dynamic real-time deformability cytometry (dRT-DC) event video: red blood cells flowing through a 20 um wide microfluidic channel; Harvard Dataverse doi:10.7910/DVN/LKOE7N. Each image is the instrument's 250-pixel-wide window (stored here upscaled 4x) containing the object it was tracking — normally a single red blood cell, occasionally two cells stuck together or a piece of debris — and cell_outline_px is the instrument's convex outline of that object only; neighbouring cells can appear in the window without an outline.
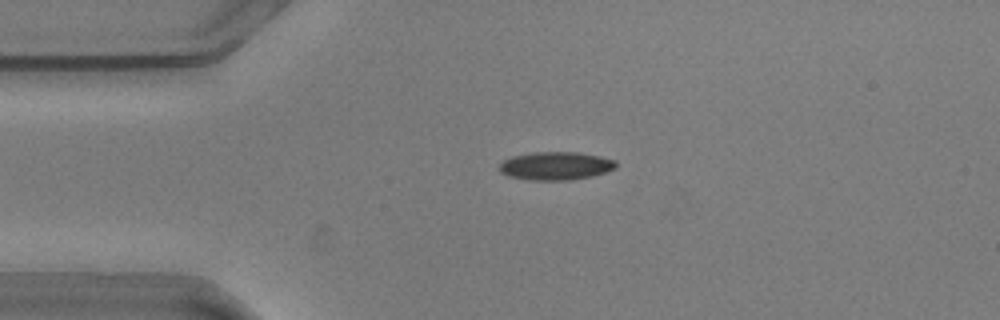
{"species": "common noctule bat (a hibernating species)", "species_latin": "Nyctalus noctula", "temperature_condition": "warm", "stored_images_in_passage": 54, "camera_frame_rate_fps": 3000, "um_per_image_px": 0.085, "animal": {"sex": "male", "body_mass_g": 20.5, "forearm_length_mm": 52.5}, "frame": {"image": 1, "passage_image": 11, "time_ms": 3.333, "image_size_px": [1000, 320], "cell_outline_px": [[616, 168], [592, 176], [568, 180], [528, 180], [508, 176], [500, 172], [496, 168], [504, 160], [512, 156], [536, 152], [576, 152], [600, 156], [616, 160]], "centroid_in_image_um": [47.2, 14.1], "position_along_channel_um": 37.8, "area_um2": 19.19}}
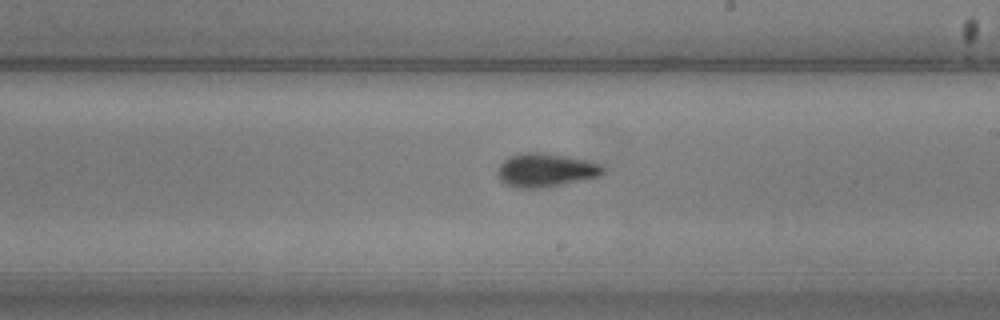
{"frame": {"image": 2, "passage_image": 30, "time_ms": 9.667, "image_size_px": [1000, 320], "cell_outline_px": [[604, 172], [600, 176], [540, 188], [516, 188], [504, 184], [500, 180], [496, 172], [500, 164], [504, 160], [520, 152], [544, 152], [604, 164]], "centroid_in_image_um": [46.35, 14.46], "position_along_channel_um": 242.7, "area_um2": 20.58}}
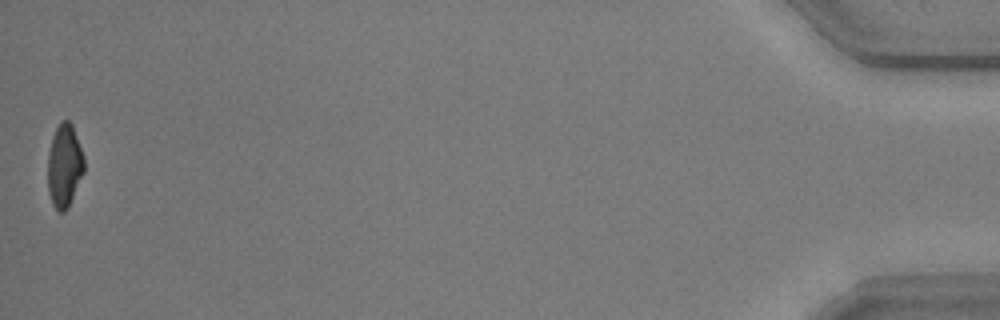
{"frame": {"image": 3, "passage_image": 54, "time_ms": 17.667, "image_size_px": [1000, 320], "cell_outline_px": [[84, 172], [68, 208], [64, 212], [60, 212], [52, 204], [48, 192], [48, 152], [52, 136], [60, 120], [68, 120], [72, 124], [84, 156]], "centroid_in_image_um": [5.47, 14.07], "position_along_channel_um": 429.7, "area_um2": 17.74}, "authors_computed_cell_mechanics": {"area_um2": 19.1318, "velocity_mm_per_s": 3.616, "shape_relaxation_time_tau1_ms": 5.2904, "shape_relaxation_time_tau2_ms": 2.2905, "deformation_change_tau1": 0.1621, "deformation_change_tau2": 0.0806}}